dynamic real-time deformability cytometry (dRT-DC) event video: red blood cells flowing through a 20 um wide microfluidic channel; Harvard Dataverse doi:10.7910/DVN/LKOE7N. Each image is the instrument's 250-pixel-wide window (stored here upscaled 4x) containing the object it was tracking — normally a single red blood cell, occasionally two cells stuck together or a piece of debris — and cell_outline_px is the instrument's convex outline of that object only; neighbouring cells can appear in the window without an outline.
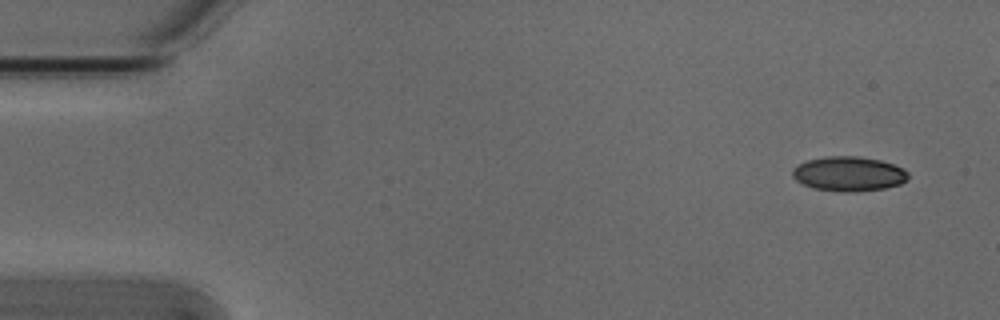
{"species": "Egyptian fruit bat (a non-hibernating species)", "species_latin": "Rousettus aegyptiacus", "temperature_condition": "cold", "stored_images_in_passage": 5, "camera_frame_rate_fps": 3000, "um_per_image_px": 0.085, "animal": {"sex": "male"}, "frame": {"image": 1, "passage_image": 1, "time_ms": 0.0, "image_size_px": [1000, 320], "cell_outline_px": [[908, 180], [900, 184], [884, 188], [856, 192], [844, 192], [816, 188], [804, 184], [796, 180], [792, 176], [792, 168], [808, 160], [824, 156], [856, 156], [880, 160], [904, 168], [908, 172]], "centroid_in_image_um": [72.16, 14.77], "position_along_channel_um": 12.8, "area_um2": 23.29}}
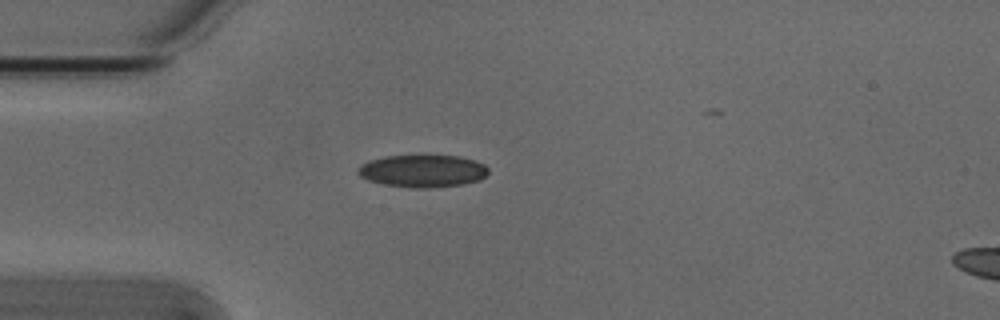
{"frame": {"image": 2, "passage_image": 4, "time_ms": 1.0, "image_size_px": [1000, 320], "cell_outline_px": [[488, 172], [480, 180], [460, 184], [428, 188], [412, 188], [384, 184], [368, 180], [360, 176], [356, 172], [360, 164], [368, 160], [384, 156], [460, 156], [476, 160], [484, 164], [488, 168]], "centroid_in_image_um": [35.9, 14.53], "position_along_channel_um": 49.1, "area_um2": 24.62}}